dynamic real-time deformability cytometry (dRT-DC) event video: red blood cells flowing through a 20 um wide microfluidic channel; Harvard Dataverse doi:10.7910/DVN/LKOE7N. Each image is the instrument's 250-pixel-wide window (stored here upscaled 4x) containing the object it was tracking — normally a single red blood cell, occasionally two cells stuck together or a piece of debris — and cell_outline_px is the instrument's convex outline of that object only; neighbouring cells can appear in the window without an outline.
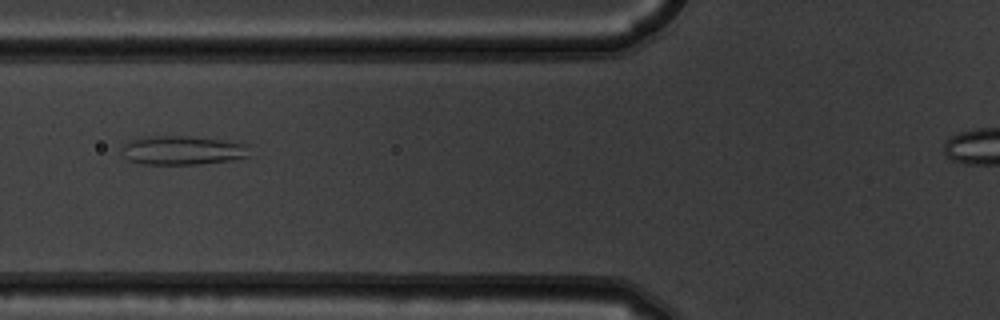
{"species": "common noctule bat (a hibernating species)", "species_latin": "Nyctalus noctula", "temperature_condition": "warm", "stored_images_in_passage": 3, "camera_frame_rate_fps": 3000, "um_per_image_px": 0.085, "animal": {"sex": "male", "body_mass_g": 19.5, "forearm_length_mm": 54.6}, "frame": {"image": 1, "passage_image": 3, "time_ms": 0.667, "image_size_px": [1000, 320], "cell_outline_px": [[248, 156], [228, 160], [200, 164], [144, 164], [128, 160], [124, 156], [124, 144], [128, 140], [140, 136], [188, 136], [220, 140], [248, 144]], "centroid_in_image_um": [15.46, 12.77], "position_along_channel_um": 110.3, "area_um2": 21.39}}